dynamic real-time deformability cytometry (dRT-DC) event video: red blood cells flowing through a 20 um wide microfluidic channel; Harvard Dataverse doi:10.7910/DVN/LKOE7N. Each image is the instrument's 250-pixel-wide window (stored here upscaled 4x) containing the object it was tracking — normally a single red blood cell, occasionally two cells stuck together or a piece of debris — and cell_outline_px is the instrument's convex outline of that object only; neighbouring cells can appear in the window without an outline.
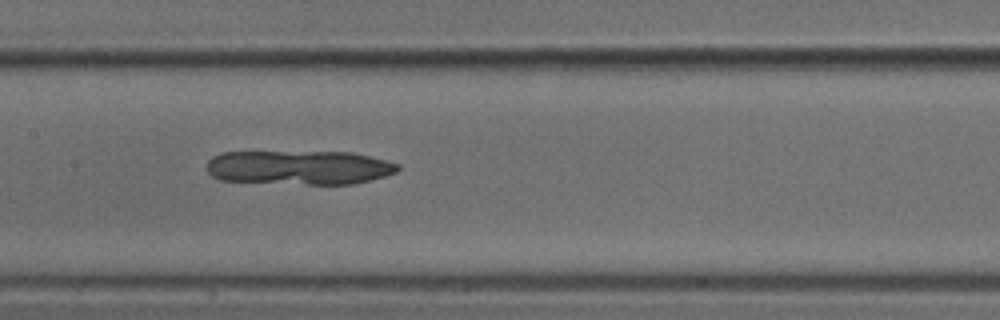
{"species": "common noctule bat (a hibernating species)", "species_latin": "Nyctalus noctula", "temperature_condition": "cold", "stored_images_in_passage": 42, "camera_frame_rate_fps": 3000, "um_per_image_px": 0.085, "animal": {"sex": "male", "body_mass_g": 18.8}, "frame": {"image": 1, "passage_image": 25, "time_ms": 8.0, "image_size_px": [1000, 320], "cell_outline_px": [[400, 168], [396, 172], [384, 176], [352, 184], [308, 184], [220, 180], [212, 176], [208, 172], [208, 160], [212, 156], [224, 152], [352, 152], [400, 164]], "centroid_in_image_um": [25.43, 14.23], "position_along_channel_um": 182.0, "area_um2": 37.86}}